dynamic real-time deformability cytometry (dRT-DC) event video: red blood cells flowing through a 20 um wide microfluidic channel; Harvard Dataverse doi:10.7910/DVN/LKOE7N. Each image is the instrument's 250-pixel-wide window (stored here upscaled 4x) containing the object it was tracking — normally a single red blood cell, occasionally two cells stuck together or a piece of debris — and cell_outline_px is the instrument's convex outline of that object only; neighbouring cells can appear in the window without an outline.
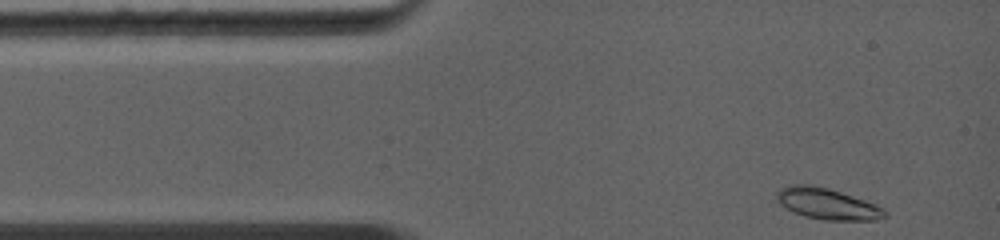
{"species": "common noctule bat (a hibernating species)", "species_latin": "Nyctalus noctula", "temperature_condition": "warm", "stored_images_in_passage": 6, "camera_frame_rate_fps": 5000, "um_per_image_px": 0.085, "animal": {"sex": "female", "body_mass_g": 19.0, "forearm_length_mm": 56.7}, "frame": {"image": 1, "passage_image": 1, "time_ms": 0.0, "image_size_px": [1000, 240], "cell_outline_px": [[888, 216], [876, 220], [824, 220], [804, 216], [792, 212], [780, 204], [776, 200], [776, 192], [780, 188], [792, 184], [808, 184], [828, 188], [876, 204], [884, 208], [888, 212]], "centroid_in_image_um": [70.31, 17.33], "position_along_channel_um": 14.7, "area_um2": 19.77}}